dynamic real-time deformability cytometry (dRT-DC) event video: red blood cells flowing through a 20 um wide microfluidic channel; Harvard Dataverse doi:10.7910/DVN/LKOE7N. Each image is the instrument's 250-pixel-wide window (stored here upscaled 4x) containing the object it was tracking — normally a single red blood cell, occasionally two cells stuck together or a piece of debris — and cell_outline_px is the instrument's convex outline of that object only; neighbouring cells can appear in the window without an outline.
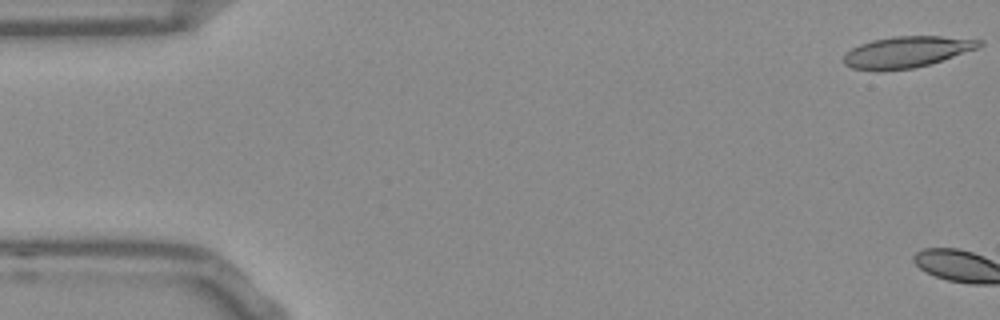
{"species": "Egyptian fruit bat (a non-hibernating species)", "species_latin": "Rousettus aegyptiacus", "temperature_condition": "room temperature", "stored_images_in_passage": 3, "camera_frame_rate_fps": 3000, "um_per_image_px": 0.085, "frame": {"image": 1, "passage_image": 1, "time_ms": 0.0, "image_size_px": [1000, 320], "cell_outline_px": [[984, 44], [980, 48], [928, 64], [912, 68], [852, 68], [844, 64], [844, 56], [852, 48], [860, 44], [872, 40], [892, 36], [940, 36], [984, 40]], "centroid_in_image_um": [77.16, 4.36], "position_along_channel_um": 7.8, "area_um2": 23.93}}